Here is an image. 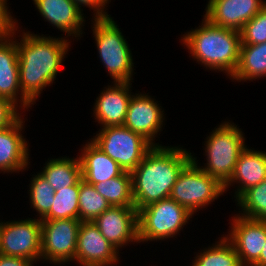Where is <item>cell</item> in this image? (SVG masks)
Listing matches in <instances>:
<instances>
[{"mask_svg":"<svg viewBox=\"0 0 266 266\" xmlns=\"http://www.w3.org/2000/svg\"><path fill=\"white\" fill-rule=\"evenodd\" d=\"M218 239L211 247L196 253L191 266H245L226 237L222 234Z\"/></svg>","mask_w":266,"mask_h":266,"instance_id":"cb8c5ba5","label":"cell"},{"mask_svg":"<svg viewBox=\"0 0 266 266\" xmlns=\"http://www.w3.org/2000/svg\"><path fill=\"white\" fill-rule=\"evenodd\" d=\"M80 224L79 219L41 220V260L60 266L74 263Z\"/></svg>","mask_w":266,"mask_h":266,"instance_id":"9c48e42d","label":"cell"},{"mask_svg":"<svg viewBox=\"0 0 266 266\" xmlns=\"http://www.w3.org/2000/svg\"><path fill=\"white\" fill-rule=\"evenodd\" d=\"M21 114L14 103L0 96V129L10 126Z\"/></svg>","mask_w":266,"mask_h":266,"instance_id":"4dcf8cb0","label":"cell"},{"mask_svg":"<svg viewBox=\"0 0 266 266\" xmlns=\"http://www.w3.org/2000/svg\"><path fill=\"white\" fill-rule=\"evenodd\" d=\"M92 222L118 251L130 243H139L138 211L135 207L111 206Z\"/></svg>","mask_w":266,"mask_h":266,"instance_id":"5bb4252c","label":"cell"},{"mask_svg":"<svg viewBox=\"0 0 266 266\" xmlns=\"http://www.w3.org/2000/svg\"><path fill=\"white\" fill-rule=\"evenodd\" d=\"M41 220L26 218L3 221L0 254L41 261Z\"/></svg>","mask_w":266,"mask_h":266,"instance_id":"30bf717a","label":"cell"},{"mask_svg":"<svg viewBox=\"0 0 266 266\" xmlns=\"http://www.w3.org/2000/svg\"><path fill=\"white\" fill-rule=\"evenodd\" d=\"M266 179V152L245 148L235 165L232 176L224 185L226 193L229 187L237 184L234 192L235 200L247 189L260 184Z\"/></svg>","mask_w":266,"mask_h":266,"instance_id":"ffe728a7","label":"cell"},{"mask_svg":"<svg viewBox=\"0 0 266 266\" xmlns=\"http://www.w3.org/2000/svg\"><path fill=\"white\" fill-rule=\"evenodd\" d=\"M266 77V42L240 45L239 63L232 81L247 82Z\"/></svg>","mask_w":266,"mask_h":266,"instance_id":"603a6c76","label":"cell"},{"mask_svg":"<svg viewBox=\"0 0 266 266\" xmlns=\"http://www.w3.org/2000/svg\"><path fill=\"white\" fill-rule=\"evenodd\" d=\"M2 227H3V222L0 220V245H1V233H2Z\"/></svg>","mask_w":266,"mask_h":266,"instance_id":"d590c367","label":"cell"},{"mask_svg":"<svg viewBox=\"0 0 266 266\" xmlns=\"http://www.w3.org/2000/svg\"><path fill=\"white\" fill-rule=\"evenodd\" d=\"M28 191L30 207L38 213V219L42 220L52 207L56 191L40 173L32 175Z\"/></svg>","mask_w":266,"mask_h":266,"instance_id":"f1b7e54d","label":"cell"},{"mask_svg":"<svg viewBox=\"0 0 266 266\" xmlns=\"http://www.w3.org/2000/svg\"><path fill=\"white\" fill-rule=\"evenodd\" d=\"M185 207L170 198L152 203L138 210L139 243L165 241L180 235L193 218Z\"/></svg>","mask_w":266,"mask_h":266,"instance_id":"8992f818","label":"cell"},{"mask_svg":"<svg viewBox=\"0 0 266 266\" xmlns=\"http://www.w3.org/2000/svg\"><path fill=\"white\" fill-rule=\"evenodd\" d=\"M163 112L165 111L162 110V106L149 95V92L148 94L145 92L133 93L128 104L124 126L141 134L154 146H162V144L156 143L155 139L163 131V125L165 127Z\"/></svg>","mask_w":266,"mask_h":266,"instance_id":"4fadbf2b","label":"cell"},{"mask_svg":"<svg viewBox=\"0 0 266 266\" xmlns=\"http://www.w3.org/2000/svg\"><path fill=\"white\" fill-rule=\"evenodd\" d=\"M239 215L266 221V179L244 191L236 200Z\"/></svg>","mask_w":266,"mask_h":266,"instance_id":"4316f807","label":"cell"},{"mask_svg":"<svg viewBox=\"0 0 266 266\" xmlns=\"http://www.w3.org/2000/svg\"><path fill=\"white\" fill-rule=\"evenodd\" d=\"M0 266H34L31 260L0 254Z\"/></svg>","mask_w":266,"mask_h":266,"instance_id":"836d02e7","label":"cell"},{"mask_svg":"<svg viewBox=\"0 0 266 266\" xmlns=\"http://www.w3.org/2000/svg\"><path fill=\"white\" fill-rule=\"evenodd\" d=\"M231 218L230 229L224 236L233 245L240 262L252 266L260 258L266 243V221L243 217L238 213Z\"/></svg>","mask_w":266,"mask_h":266,"instance_id":"8fae6325","label":"cell"},{"mask_svg":"<svg viewBox=\"0 0 266 266\" xmlns=\"http://www.w3.org/2000/svg\"><path fill=\"white\" fill-rule=\"evenodd\" d=\"M77 7L83 12V9L81 7H87L93 10V19L96 18H107L110 17L111 15L106 12L109 5V2L111 0H72ZM106 8V9H105Z\"/></svg>","mask_w":266,"mask_h":266,"instance_id":"1f68e13d","label":"cell"},{"mask_svg":"<svg viewBox=\"0 0 266 266\" xmlns=\"http://www.w3.org/2000/svg\"><path fill=\"white\" fill-rule=\"evenodd\" d=\"M110 207V203L97 192L93 185L83 179L80 180L79 220L81 222H92Z\"/></svg>","mask_w":266,"mask_h":266,"instance_id":"83f0119b","label":"cell"},{"mask_svg":"<svg viewBox=\"0 0 266 266\" xmlns=\"http://www.w3.org/2000/svg\"><path fill=\"white\" fill-rule=\"evenodd\" d=\"M179 41L198 64L210 71L224 72L230 79L235 73L240 55V32L218 27L205 17L201 26L187 31Z\"/></svg>","mask_w":266,"mask_h":266,"instance_id":"3957f363","label":"cell"},{"mask_svg":"<svg viewBox=\"0 0 266 266\" xmlns=\"http://www.w3.org/2000/svg\"><path fill=\"white\" fill-rule=\"evenodd\" d=\"M119 251L100 233L93 222H81L75 263L80 266H116L120 262Z\"/></svg>","mask_w":266,"mask_h":266,"instance_id":"9a60e30c","label":"cell"},{"mask_svg":"<svg viewBox=\"0 0 266 266\" xmlns=\"http://www.w3.org/2000/svg\"><path fill=\"white\" fill-rule=\"evenodd\" d=\"M21 31L20 42L16 39L19 82L22 94L34 105L61 71L66 54L71 49V39Z\"/></svg>","mask_w":266,"mask_h":266,"instance_id":"6da1fadb","label":"cell"},{"mask_svg":"<svg viewBox=\"0 0 266 266\" xmlns=\"http://www.w3.org/2000/svg\"><path fill=\"white\" fill-rule=\"evenodd\" d=\"M23 116L26 115L21 114L10 126L0 129V173H19L29 168L30 144L22 134L26 128Z\"/></svg>","mask_w":266,"mask_h":266,"instance_id":"e0dca14e","label":"cell"},{"mask_svg":"<svg viewBox=\"0 0 266 266\" xmlns=\"http://www.w3.org/2000/svg\"><path fill=\"white\" fill-rule=\"evenodd\" d=\"M265 4V0H208L203 17L215 26L240 31Z\"/></svg>","mask_w":266,"mask_h":266,"instance_id":"2e32d148","label":"cell"},{"mask_svg":"<svg viewBox=\"0 0 266 266\" xmlns=\"http://www.w3.org/2000/svg\"><path fill=\"white\" fill-rule=\"evenodd\" d=\"M21 27L17 25L10 33L0 34V96L9 99L25 112L33 104L22 94L19 82L16 32L20 34Z\"/></svg>","mask_w":266,"mask_h":266,"instance_id":"7c38bea8","label":"cell"},{"mask_svg":"<svg viewBox=\"0 0 266 266\" xmlns=\"http://www.w3.org/2000/svg\"><path fill=\"white\" fill-rule=\"evenodd\" d=\"M243 134L234 122H222L204 141L205 166H200L193 154L192 160L224 186L232 176L241 152L247 147Z\"/></svg>","mask_w":266,"mask_h":266,"instance_id":"277c9868","label":"cell"},{"mask_svg":"<svg viewBox=\"0 0 266 266\" xmlns=\"http://www.w3.org/2000/svg\"><path fill=\"white\" fill-rule=\"evenodd\" d=\"M79 160L82 179L93 185L120 176L124 170L90 139L82 145Z\"/></svg>","mask_w":266,"mask_h":266,"instance_id":"44dd1931","label":"cell"},{"mask_svg":"<svg viewBox=\"0 0 266 266\" xmlns=\"http://www.w3.org/2000/svg\"><path fill=\"white\" fill-rule=\"evenodd\" d=\"M91 30L96 43L98 57L113 82L133 81V55L128 41L113 18L92 19Z\"/></svg>","mask_w":266,"mask_h":266,"instance_id":"5b68a950","label":"cell"},{"mask_svg":"<svg viewBox=\"0 0 266 266\" xmlns=\"http://www.w3.org/2000/svg\"><path fill=\"white\" fill-rule=\"evenodd\" d=\"M93 186L111 206L135 207L130 172L124 171L118 177L93 184Z\"/></svg>","mask_w":266,"mask_h":266,"instance_id":"d4e9b609","label":"cell"},{"mask_svg":"<svg viewBox=\"0 0 266 266\" xmlns=\"http://www.w3.org/2000/svg\"><path fill=\"white\" fill-rule=\"evenodd\" d=\"M8 1L0 0V34L10 33L17 25L20 26L9 10Z\"/></svg>","mask_w":266,"mask_h":266,"instance_id":"d6a6232c","label":"cell"},{"mask_svg":"<svg viewBox=\"0 0 266 266\" xmlns=\"http://www.w3.org/2000/svg\"><path fill=\"white\" fill-rule=\"evenodd\" d=\"M79 189L80 181L56 190L52 207L42 220L79 219Z\"/></svg>","mask_w":266,"mask_h":266,"instance_id":"484cf974","label":"cell"},{"mask_svg":"<svg viewBox=\"0 0 266 266\" xmlns=\"http://www.w3.org/2000/svg\"><path fill=\"white\" fill-rule=\"evenodd\" d=\"M239 32L241 45H257L266 42V4Z\"/></svg>","mask_w":266,"mask_h":266,"instance_id":"f546056e","label":"cell"},{"mask_svg":"<svg viewBox=\"0 0 266 266\" xmlns=\"http://www.w3.org/2000/svg\"><path fill=\"white\" fill-rule=\"evenodd\" d=\"M37 11L53 28L65 33L64 37L80 39L86 16L72 0H32ZM85 16V17H84ZM67 35V36H66ZM69 36V37H68ZM80 37V38H79Z\"/></svg>","mask_w":266,"mask_h":266,"instance_id":"d6986e66","label":"cell"},{"mask_svg":"<svg viewBox=\"0 0 266 266\" xmlns=\"http://www.w3.org/2000/svg\"><path fill=\"white\" fill-rule=\"evenodd\" d=\"M252 266H266V243L263 247L260 258Z\"/></svg>","mask_w":266,"mask_h":266,"instance_id":"e575fe53","label":"cell"},{"mask_svg":"<svg viewBox=\"0 0 266 266\" xmlns=\"http://www.w3.org/2000/svg\"><path fill=\"white\" fill-rule=\"evenodd\" d=\"M126 172H132L154 145L124 125L99 129L90 139Z\"/></svg>","mask_w":266,"mask_h":266,"instance_id":"52a82bcc","label":"cell"},{"mask_svg":"<svg viewBox=\"0 0 266 266\" xmlns=\"http://www.w3.org/2000/svg\"><path fill=\"white\" fill-rule=\"evenodd\" d=\"M107 85L95 100L93 114L95 122L103 127L124 125L128 104L133 95L132 83L112 82Z\"/></svg>","mask_w":266,"mask_h":266,"instance_id":"ac0fdd59","label":"cell"},{"mask_svg":"<svg viewBox=\"0 0 266 266\" xmlns=\"http://www.w3.org/2000/svg\"><path fill=\"white\" fill-rule=\"evenodd\" d=\"M224 193V186L191 160L178 176L169 198L194 215Z\"/></svg>","mask_w":266,"mask_h":266,"instance_id":"ba28073f","label":"cell"},{"mask_svg":"<svg viewBox=\"0 0 266 266\" xmlns=\"http://www.w3.org/2000/svg\"><path fill=\"white\" fill-rule=\"evenodd\" d=\"M192 153L183 146H154L131 172L135 208L169 198L172 187Z\"/></svg>","mask_w":266,"mask_h":266,"instance_id":"7a4b0ae2","label":"cell"},{"mask_svg":"<svg viewBox=\"0 0 266 266\" xmlns=\"http://www.w3.org/2000/svg\"><path fill=\"white\" fill-rule=\"evenodd\" d=\"M39 173L56 191L61 188L76 185L82 179L81 165L78 155L76 158L60 157L48 159Z\"/></svg>","mask_w":266,"mask_h":266,"instance_id":"7402d4cb","label":"cell"}]
</instances>
